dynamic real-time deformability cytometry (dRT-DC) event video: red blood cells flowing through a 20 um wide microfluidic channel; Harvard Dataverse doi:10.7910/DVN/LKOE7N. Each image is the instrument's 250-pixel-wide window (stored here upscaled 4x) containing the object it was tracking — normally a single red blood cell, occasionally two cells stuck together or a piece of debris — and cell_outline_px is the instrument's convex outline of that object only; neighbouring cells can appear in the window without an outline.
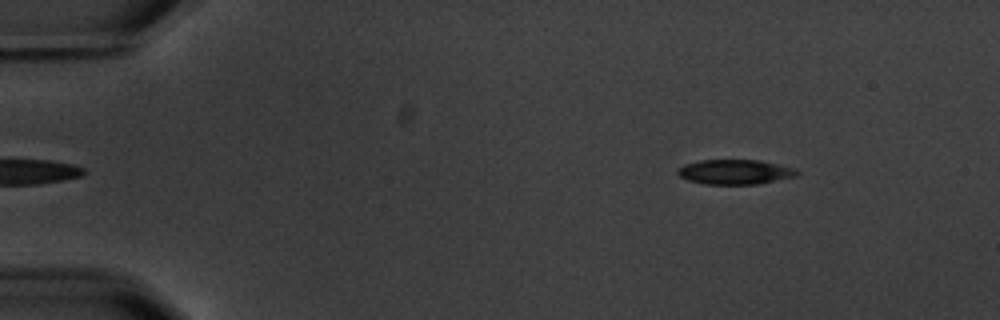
{"species": "common noctule bat (a hibernating species)", "species_latin": "Nyctalus noctula", "temperature_condition": "warm", "stored_images_in_passage": 5, "camera_frame_rate_fps": 3000, "um_per_image_px": 0.085, "animal": {"sex": "male", "body_mass_g": 20.1, "forearm_length_mm": 53.5}, "frame": {"image": 1, "passage_image": 5, "time_ms": 5.0, "image_size_px": [1000, 320], "cell_outline_px": [[800, 172], [796, 176], [756, 184], [704, 184], [688, 180], [680, 176], [676, 172], [676, 168], [684, 164], [700, 160], [760, 160], [792, 168]], "centroid_in_image_um": [62.41, 14.61], "position_along_channel_um": 22.6, "area_um2": 17.11}}